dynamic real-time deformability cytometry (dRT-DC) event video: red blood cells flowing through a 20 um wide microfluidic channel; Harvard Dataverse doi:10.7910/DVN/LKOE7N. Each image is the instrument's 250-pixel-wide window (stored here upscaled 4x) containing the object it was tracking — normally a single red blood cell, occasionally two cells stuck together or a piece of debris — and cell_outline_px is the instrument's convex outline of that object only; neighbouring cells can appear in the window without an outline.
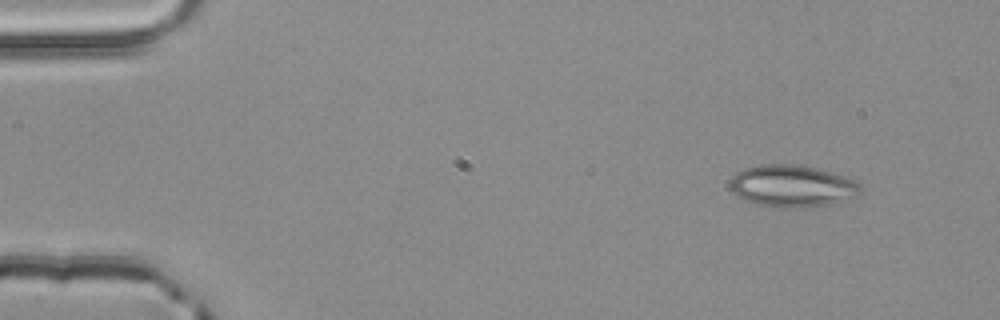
{"species": "common noctule bat (a hibernating species)", "species_latin": "Nyctalus noctula", "temperature_condition": "room temperature", "stored_images_in_passage": 3, "camera_frame_rate_fps": 3000, "um_per_image_px": 0.085, "animal": {"sex": "male", "body_mass_g": 20.4}, "frame": {"image": 1, "passage_image": 1, "time_ms": 0.0, "image_size_px": [1000, 320], "cell_outline_px": [[860, 192], [852, 196], [828, 204], [800, 208], [780, 208], [756, 204], [744, 200], [732, 192], [728, 184], [732, 176], [736, 172], [744, 168], [760, 164], [792, 164], [816, 168], [844, 176], [856, 180], [860, 184]], "centroid_in_image_um": [67.25, 15.8], "position_along_channel_um": 17.7, "area_um2": 31.85}}